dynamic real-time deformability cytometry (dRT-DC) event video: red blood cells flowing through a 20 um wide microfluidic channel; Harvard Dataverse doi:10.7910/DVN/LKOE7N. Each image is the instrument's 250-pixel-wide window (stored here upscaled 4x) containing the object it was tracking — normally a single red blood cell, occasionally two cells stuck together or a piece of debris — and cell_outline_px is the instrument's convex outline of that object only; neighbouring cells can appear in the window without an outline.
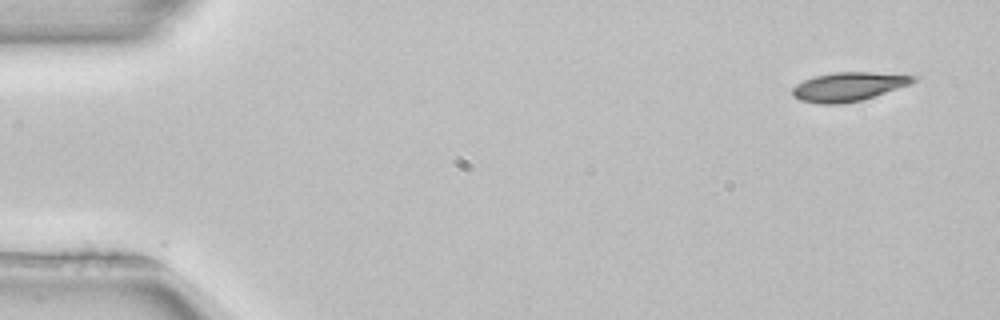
{"species": "common noctule bat (a hibernating species)", "species_latin": "Nyctalus noctula", "temperature_condition": "room temperature", "stored_images_in_passage": 50, "camera_frame_rate_fps": 3000, "um_per_image_px": 0.085, "animal": {"sex": "female", "body_mass_g": 22.7, "forearm_length_mm": 54.2}, "frame": {"image": 1, "passage_image": 1, "time_ms": 0.0, "image_size_px": [1000, 320], "cell_outline_px": [[920, 76], [912, 84], [860, 100], [840, 104], [820, 104], [800, 100], [792, 96], [792, 88], [796, 84], [804, 80], [816, 76], [836, 72], [872, 72]], "centroid_in_image_um": [72.13, 7.36], "position_along_channel_um": 12.9, "area_um2": 20.29}}
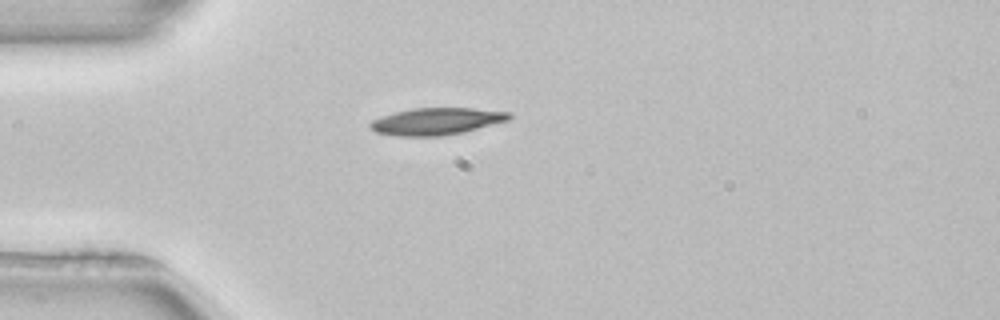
{"frame": {"image": 2, "passage_image": 12, "time_ms": 3.667, "image_size_px": [1000, 320], "cell_outline_px": [[512, 116], [508, 120], [464, 132], [440, 136], [396, 136], [376, 132], [368, 128], [368, 124], [372, 120], [380, 116], [412, 108], [472, 108], [508, 112]], "centroid_in_image_um": [37.04, 10.31], "position_along_channel_um": 48.0, "area_um2": 21.85}}
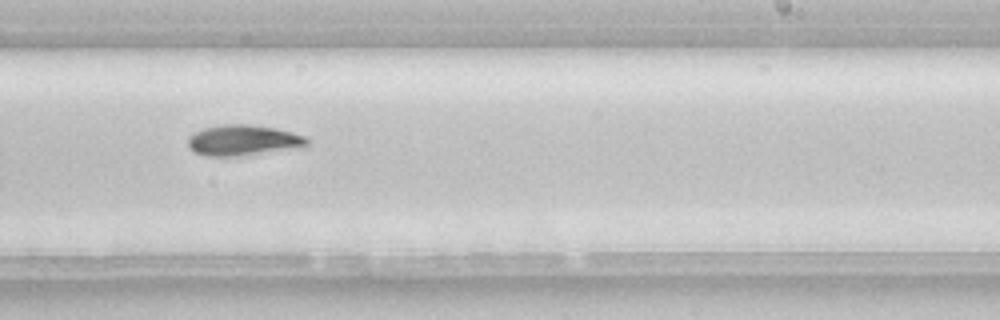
{"frame": {"image": 3, "passage_image": 30, "time_ms": 9.667, "image_size_px": [1000, 320], "cell_outline_px": [[308, 148], [236, 156], [204, 156], [188, 148], [188, 136], [204, 128], [224, 124], [248, 124], [276, 128], [292, 132], [304, 136], [308, 140]], "centroid_in_image_um": [20.73, 11.94], "position_along_channel_um": 268.3, "area_um2": 21.62}, "authors_computed_cell_mechanics": {"area_um2": 20.4323, "velocity_mm_per_s": 3.9459, "shape_relaxation_time_tau1_ms": 3.3842, "shape_relaxation_time_tau2_ms": null, "deformation_change_tau1": 0.1364, "deformation_change_tau2": null}}